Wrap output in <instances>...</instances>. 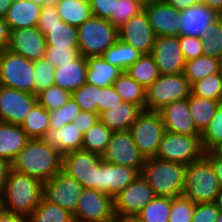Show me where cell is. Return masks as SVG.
Segmentation results:
<instances>
[{"label":"cell","instance_id":"obj_68","mask_svg":"<svg viewBox=\"0 0 222 222\" xmlns=\"http://www.w3.org/2000/svg\"><path fill=\"white\" fill-rule=\"evenodd\" d=\"M108 222H126V217L124 218L114 217L111 221Z\"/></svg>","mask_w":222,"mask_h":222},{"label":"cell","instance_id":"obj_26","mask_svg":"<svg viewBox=\"0 0 222 222\" xmlns=\"http://www.w3.org/2000/svg\"><path fill=\"white\" fill-rule=\"evenodd\" d=\"M42 8V6L36 5L31 0L12 2L4 20L8 24L10 31L35 27Z\"/></svg>","mask_w":222,"mask_h":222},{"label":"cell","instance_id":"obj_61","mask_svg":"<svg viewBox=\"0 0 222 222\" xmlns=\"http://www.w3.org/2000/svg\"><path fill=\"white\" fill-rule=\"evenodd\" d=\"M201 4L214 11L218 16L222 14V0H201Z\"/></svg>","mask_w":222,"mask_h":222},{"label":"cell","instance_id":"obj_50","mask_svg":"<svg viewBox=\"0 0 222 222\" xmlns=\"http://www.w3.org/2000/svg\"><path fill=\"white\" fill-rule=\"evenodd\" d=\"M179 43L186 61L203 55V39L200 36L180 35Z\"/></svg>","mask_w":222,"mask_h":222},{"label":"cell","instance_id":"obj_59","mask_svg":"<svg viewBox=\"0 0 222 222\" xmlns=\"http://www.w3.org/2000/svg\"><path fill=\"white\" fill-rule=\"evenodd\" d=\"M205 155L210 159L215 175L222 188V159L216 158L210 151L206 152Z\"/></svg>","mask_w":222,"mask_h":222},{"label":"cell","instance_id":"obj_36","mask_svg":"<svg viewBox=\"0 0 222 222\" xmlns=\"http://www.w3.org/2000/svg\"><path fill=\"white\" fill-rule=\"evenodd\" d=\"M113 131L100 120L83 134L82 150L102 155L108 146Z\"/></svg>","mask_w":222,"mask_h":222},{"label":"cell","instance_id":"obj_14","mask_svg":"<svg viewBox=\"0 0 222 222\" xmlns=\"http://www.w3.org/2000/svg\"><path fill=\"white\" fill-rule=\"evenodd\" d=\"M83 187L64 171L44 182V199L74 214Z\"/></svg>","mask_w":222,"mask_h":222},{"label":"cell","instance_id":"obj_53","mask_svg":"<svg viewBox=\"0 0 222 222\" xmlns=\"http://www.w3.org/2000/svg\"><path fill=\"white\" fill-rule=\"evenodd\" d=\"M122 102H123L122 98L116 92L113 86L106 88H99L98 114Z\"/></svg>","mask_w":222,"mask_h":222},{"label":"cell","instance_id":"obj_58","mask_svg":"<svg viewBox=\"0 0 222 222\" xmlns=\"http://www.w3.org/2000/svg\"><path fill=\"white\" fill-rule=\"evenodd\" d=\"M173 8L183 11L193 6L201 4V0H164Z\"/></svg>","mask_w":222,"mask_h":222},{"label":"cell","instance_id":"obj_41","mask_svg":"<svg viewBox=\"0 0 222 222\" xmlns=\"http://www.w3.org/2000/svg\"><path fill=\"white\" fill-rule=\"evenodd\" d=\"M203 55L219 59L222 54V19L218 17L203 36Z\"/></svg>","mask_w":222,"mask_h":222},{"label":"cell","instance_id":"obj_64","mask_svg":"<svg viewBox=\"0 0 222 222\" xmlns=\"http://www.w3.org/2000/svg\"><path fill=\"white\" fill-rule=\"evenodd\" d=\"M213 203L218 208V210L222 212V188L217 194V196L215 197V200Z\"/></svg>","mask_w":222,"mask_h":222},{"label":"cell","instance_id":"obj_63","mask_svg":"<svg viewBox=\"0 0 222 222\" xmlns=\"http://www.w3.org/2000/svg\"><path fill=\"white\" fill-rule=\"evenodd\" d=\"M210 152L216 157L222 159V142L214 146Z\"/></svg>","mask_w":222,"mask_h":222},{"label":"cell","instance_id":"obj_11","mask_svg":"<svg viewBox=\"0 0 222 222\" xmlns=\"http://www.w3.org/2000/svg\"><path fill=\"white\" fill-rule=\"evenodd\" d=\"M156 197L154 190L147 180L140 176L121 192L113 197L115 217L124 218L137 216L150 201Z\"/></svg>","mask_w":222,"mask_h":222},{"label":"cell","instance_id":"obj_20","mask_svg":"<svg viewBox=\"0 0 222 222\" xmlns=\"http://www.w3.org/2000/svg\"><path fill=\"white\" fill-rule=\"evenodd\" d=\"M140 174L135 168L103 162L101 159V166L98 169V191L113 198Z\"/></svg>","mask_w":222,"mask_h":222},{"label":"cell","instance_id":"obj_71","mask_svg":"<svg viewBox=\"0 0 222 222\" xmlns=\"http://www.w3.org/2000/svg\"><path fill=\"white\" fill-rule=\"evenodd\" d=\"M3 210V203H2V198L0 196V212Z\"/></svg>","mask_w":222,"mask_h":222},{"label":"cell","instance_id":"obj_25","mask_svg":"<svg viewBox=\"0 0 222 222\" xmlns=\"http://www.w3.org/2000/svg\"><path fill=\"white\" fill-rule=\"evenodd\" d=\"M143 109L129 102H122L99 113V120L113 132L127 131Z\"/></svg>","mask_w":222,"mask_h":222},{"label":"cell","instance_id":"obj_51","mask_svg":"<svg viewBox=\"0 0 222 222\" xmlns=\"http://www.w3.org/2000/svg\"><path fill=\"white\" fill-rule=\"evenodd\" d=\"M119 0H89L92 16L110 20L116 15Z\"/></svg>","mask_w":222,"mask_h":222},{"label":"cell","instance_id":"obj_17","mask_svg":"<svg viewBox=\"0 0 222 222\" xmlns=\"http://www.w3.org/2000/svg\"><path fill=\"white\" fill-rule=\"evenodd\" d=\"M152 56L160 74L184 73L186 60L179 43V36H158Z\"/></svg>","mask_w":222,"mask_h":222},{"label":"cell","instance_id":"obj_9","mask_svg":"<svg viewBox=\"0 0 222 222\" xmlns=\"http://www.w3.org/2000/svg\"><path fill=\"white\" fill-rule=\"evenodd\" d=\"M204 154L201 135L165 131L156 158L188 165Z\"/></svg>","mask_w":222,"mask_h":222},{"label":"cell","instance_id":"obj_55","mask_svg":"<svg viewBox=\"0 0 222 222\" xmlns=\"http://www.w3.org/2000/svg\"><path fill=\"white\" fill-rule=\"evenodd\" d=\"M99 121V114L94 112L81 111L74 118L73 123L83 134Z\"/></svg>","mask_w":222,"mask_h":222},{"label":"cell","instance_id":"obj_43","mask_svg":"<svg viewBox=\"0 0 222 222\" xmlns=\"http://www.w3.org/2000/svg\"><path fill=\"white\" fill-rule=\"evenodd\" d=\"M48 112L50 115V128L59 129L68 123H72L74 118L81 112V108L71 96L70 99L59 109Z\"/></svg>","mask_w":222,"mask_h":222},{"label":"cell","instance_id":"obj_2","mask_svg":"<svg viewBox=\"0 0 222 222\" xmlns=\"http://www.w3.org/2000/svg\"><path fill=\"white\" fill-rule=\"evenodd\" d=\"M43 185L42 181L11 169L1 195L3 209L28 218L44 198Z\"/></svg>","mask_w":222,"mask_h":222},{"label":"cell","instance_id":"obj_27","mask_svg":"<svg viewBox=\"0 0 222 222\" xmlns=\"http://www.w3.org/2000/svg\"><path fill=\"white\" fill-rule=\"evenodd\" d=\"M29 140L20 125L0 122V158L12 163Z\"/></svg>","mask_w":222,"mask_h":222},{"label":"cell","instance_id":"obj_46","mask_svg":"<svg viewBox=\"0 0 222 222\" xmlns=\"http://www.w3.org/2000/svg\"><path fill=\"white\" fill-rule=\"evenodd\" d=\"M144 10V5L140 0H119L116 7V15L110 19V23L118 30L131 17Z\"/></svg>","mask_w":222,"mask_h":222},{"label":"cell","instance_id":"obj_6","mask_svg":"<svg viewBox=\"0 0 222 222\" xmlns=\"http://www.w3.org/2000/svg\"><path fill=\"white\" fill-rule=\"evenodd\" d=\"M191 94V84L184 73L160 74L145 90V109L159 111L164 106Z\"/></svg>","mask_w":222,"mask_h":222},{"label":"cell","instance_id":"obj_7","mask_svg":"<svg viewBox=\"0 0 222 222\" xmlns=\"http://www.w3.org/2000/svg\"><path fill=\"white\" fill-rule=\"evenodd\" d=\"M135 145L145 158L156 157L165 126L159 111L144 109L129 129Z\"/></svg>","mask_w":222,"mask_h":222},{"label":"cell","instance_id":"obj_70","mask_svg":"<svg viewBox=\"0 0 222 222\" xmlns=\"http://www.w3.org/2000/svg\"><path fill=\"white\" fill-rule=\"evenodd\" d=\"M216 222H222V212H219L218 218Z\"/></svg>","mask_w":222,"mask_h":222},{"label":"cell","instance_id":"obj_15","mask_svg":"<svg viewBox=\"0 0 222 222\" xmlns=\"http://www.w3.org/2000/svg\"><path fill=\"white\" fill-rule=\"evenodd\" d=\"M37 102L33 93L0 86V122L20 125Z\"/></svg>","mask_w":222,"mask_h":222},{"label":"cell","instance_id":"obj_1","mask_svg":"<svg viewBox=\"0 0 222 222\" xmlns=\"http://www.w3.org/2000/svg\"><path fill=\"white\" fill-rule=\"evenodd\" d=\"M63 154L41 138L30 139L11 163L16 172L29 175L43 183L62 170Z\"/></svg>","mask_w":222,"mask_h":222},{"label":"cell","instance_id":"obj_45","mask_svg":"<svg viewBox=\"0 0 222 222\" xmlns=\"http://www.w3.org/2000/svg\"><path fill=\"white\" fill-rule=\"evenodd\" d=\"M35 72V95L54 85L55 67L45 58L33 61Z\"/></svg>","mask_w":222,"mask_h":222},{"label":"cell","instance_id":"obj_52","mask_svg":"<svg viewBox=\"0 0 222 222\" xmlns=\"http://www.w3.org/2000/svg\"><path fill=\"white\" fill-rule=\"evenodd\" d=\"M219 212L213 202L195 204L191 222H216Z\"/></svg>","mask_w":222,"mask_h":222},{"label":"cell","instance_id":"obj_65","mask_svg":"<svg viewBox=\"0 0 222 222\" xmlns=\"http://www.w3.org/2000/svg\"><path fill=\"white\" fill-rule=\"evenodd\" d=\"M31 1L34 2L36 5L43 7L46 4H55L58 0H31Z\"/></svg>","mask_w":222,"mask_h":222},{"label":"cell","instance_id":"obj_12","mask_svg":"<svg viewBox=\"0 0 222 222\" xmlns=\"http://www.w3.org/2000/svg\"><path fill=\"white\" fill-rule=\"evenodd\" d=\"M114 217L111 196L95 189H82L73 214L74 222H108Z\"/></svg>","mask_w":222,"mask_h":222},{"label":"cell","instance_id":"obj_13","mask_svg":"<svg viewBox=\"0 0 222 222\" xmlns=\"http://www.w3.org/2000/svg\"><path fill=\"white\" fill-rule=\"evenodd\" d=\"M101 159L103 162L135 168L140 173L145 162L129 130L113 132Z\"/></svg>","mask_w":222,"mask_h":222},{"label":"cell","instance_id":"obj_42","mask_svg":"<svg viewBox=\"0 0 222 222\" xmlns=\"http://www.w3.org/2000/svg\"><path fill=\"white\" fill-rule=\"evenodd\" d=\"M201 142L205 153L222 142V103L218 106L208 127L201 134Z\"/></svg>","mask_w":222,"mask_h":222},{"label":"cell","instance_id":"obj_31","mask_svg":"<svg viewBox=\"0 0 222 222\" xmlns=\"http://www.w3.org/2000/svg\"><path fill=\"white\" fill-rule=\"evenodd\" d=\"M222 101L207 99L197 95L190 94L189 107L196 129L202 134L208 127L218 106Z\"/></svg>","mask_w":222,"mask_h":222},{"label":"cell","instance_id":"obj_4","mask_svg":"<svg viewBox=\"0 0 222 222\" xmlns=\"http://www.w3.org/2000/svg\"><path fill=\"white\" fill-rule=\"evenodd\" d=\"M221 190L210 159L204 154L186 167L184 196L194 203H211Z\"/></svg>","mask_w":222,"mask_h":222},{"label":"cell","instance_id":"obj_8","mask_svg":"<svg viewBox=\"0 0 222 222\" xmlns=\"http://www.w3.org/2000/svg\"><path fill=\"white\" fill-rule=\"evenodd\" d=\"M34 75L33 61L8 49L0 54V86L35 94Z\"/></svg>","mask_w":222,"mask_h":222},{"label":"cell","instance_id":"obj_22","mask_svg":"<svg viewBox=\"0 0 222 222\" xmlns=\"http://www.w3.org/2000/svg\"><path fill=\"white\" fill-rule=\"evenodd\" d=\"M87 60L80 55L74 62L55 67L54 85L72 93L86 84Z\"/></svg>","mask_w":222,"mask_h":222},{"label":"cell","instance_id":"obj_44","mask_svg":"<svg viewBox=\"0 0 222 222\" xmlns=\"http://www.w3.org/2000/svg\"><path fill=\"white\" fill-rule=\"evenodd\" d=\"M71 96L81 111L98 113L99 87L86 83L73 91Z\"/></svg>","mask_w":222,"mask_h":222},{"label":"cell","instance_id":"obj_16","mask_svg":"<svg viewBox=\"0 0 222 222\" xmlns=\"http://www.w3.org/2000/svg\"><path fill=\"white\" fill-rule=\"evenodd\" d=\"M118 32L122 42L131 45L141 54L152 53L156 35L145 10L127 20Z\"/></svg>","mask_w":222,"mask_h":222},{"label":"cell","instance_id":"obj_60","mask_svg":"<svg viewBox=\"0 0 222 222\" xmlns=\"http://www.w3.org/2000/svg\"><path fill=\"white\" fill-rule=\"evenodd\" d=\"M27 218L20 214L9 212L7 210H2L0 212V222H26Z\"/></svg>","mask_w":222,"mask_h":222},{"label":"cell","instance_id":"obj_47","mask_svg":"<svg viewBox=\"0 0 222 222\" xmlns=\"http://www.w3.org/2000/svg\"><path fill=\"white\" fill-rule=\"evenodd\" d=\"M71 97V93L58 86H50L37 95L38 102L48 111L59 109Z\"/></svg>","mask_w":222,"mask_h":222},{"label":"cell","instance_id":"obj_48","mask_svg":"<svg viewBox=\"0 0 222 222\" xmlns=\"http://www.w3.org/2000/svg\"><path fill=\"white\" fill-rule=\"evenodd\" d=\"M195 204L184 195L171 198L169 222H191Z\"/></svg>","mask_w":222,"mask_h":222},{"label":"cell","instance_id":"obj_30","mask_svg":"<svg viewBox=\"0 0 222 222\" xmlns=\"http://www.w3.org/2000/svg\"><path fill=\"white\" fill-rule=\"evenodd\" d=\"M55 7L62 21L76 27L92 16L87 0H58Z\"/></svg>","mask_w":222,"mask_h":222},{"label":"cell","instance_id":"obj_35","mask_svg":"<svg viewBox=\"0 0 222 222\" xmlns=\"http://www.w3.org/2000/svg\"><path fill=\"white\" fill-rule=\"evenodd\" d=\"M113 87L123 102L137 104L145 109V89L125 71L114 81Z\"/></svg>","mask_w":222,"mask_h":222},{"label":"cell","instance_id":"obj_5","mask_svg":"<svg viewBox=\"0 0 222 222\" xmlns=\"http://www.w3.org/2000/svg\"><path fill=\"white\" fill-rule=\"evenodd\" d=\"M78 49L83 57L101 56L119 39L118 29L108 19L91 16L77 27Z\"/></svg>","mask_w":222,"mask_h":222},{"label":"cell","instance_id":"obj_39","mask_svg":"<svg viewBox=\"0 0 222 222\" xmlns=\"http://www.w3.org/2000/svg\"><path fill=\"white\" fill-rule=\"evenodd\" d=\"M171 198L156 196L137 215L143 222H169Z\"/></svg>","mask_w":222,"mask_h":222},{"label":"cell","instance_id":"obj_10","mask_svg":"<svg viewBox=\"0 0 222 222\" xmlns=\"http://www.w3.org/2000/svg\"><path fill=\"white\" fill-rule=\"evenodd\" d=\"M101 156L85 150L71 151L63 155L62 171L75 178L83 188L98 191V169Z\"/></svg>","mask_w":222,"mask_h":222},{"label":"cell","instance_id":"obj_57","mask_svg":"<svg viewBox=\"0 0 222 222\" xmlns=\"http://www.w3.org/2000/svg\"><path fill=\"white\" fill-rule=\"evenodd\" d=\"M10 39V29L4 19H0V54L7 50Z\"/></svg>","mask_w":222,"mask_h":222},{"label":"cell","instance_id":"obj_69","mask_svg":"<svg viewBox=\"0 0 222 222\" xmlns=\"http://www.w3.org/2000/svg\"><path fill=\"white\" fill-rule=\"evenodd\" d=\"M218 61H219V73H220L221 76H222V54H221V56L219 57Z\"/></svg>","mask_w":222,"mask_h":222},{"label":"cell","instance_id":"obj_54","mask_svg":"<svg viewBox=\"0 0 222 222\" xmlns=\"http://www.w3.org/2000/svg\"><path fill=\"white\" fill-rule=\"evenodd\" d=\"M62 19L57 13L55 4H46L43 6L41 14L38 18L37 27H46L60 24Z\"/></svg>","mask_w":222,"mask_h":222},{"label":"cell","instance_id":"obj_49","mask_svg":"<svg viewBox=\"0 0 222 222\" xmlns=\"http://www.w3.org/2000/svg\"><path fill=\"white\" fill-rule=\"evenodd\" d=\"M80 56L78 48L46 47L45 59L54 67L72 63Z\"/></svg>","mask_w":222,"mask_h":222},{"label":"cell","instance_id":"obj_23","mask_svg":"<svg viewBox=\"0 0 222 222\" xmlns=\"http://www.w3.org/2000/svg\"><path fill=\"white\" fill-rule=\"evenodd\" d=\"M41 139L64 155L82 149L83 133L72 122L59 129L50 128Z\"/></svg>","mask_w":222,"mask_h":222},{"label":"cell","instance_id":"obj_37","mask_svg":"<svg viewBox=\"0 0 222 222\" xmlns=\"http://www.w3.org/2000/svg\"><path fill=\"white\" fill-rule=\"evenodd\" d=\"M219 72V61L214 57L199 56L186 61L184 75L192 85L193 83Z\"/></svg>","mask_w":222,"mask_h":222},{"label":"cell","instance_id":"obj_29","mask_svg":"<svg viewBox=\"0 0 222 222\" xmlns=\"http://www.w3.org/2000/svg\"><path fill=\"white\" fill-rule=\"evenodd\" d=\"M44 35L46 47L78 48V31L76 26L62 21L60 24L37 27Z\"/></svg>","mask_w":222,"mask_h":222},{"label":"cell","instance_id":"obj_21","mask_svg":"<svg viewBox=\"0 0 222 222\" xmlns=\"http://www.w3.org/2000/svg\"><path fill=\"white\" fill-rule=\"evenodd\" d=\"M165 130L187 135H201L190 114L189 97L174 101L159 110Z\"/></svg>","mask_w":222,"mask_h":222},{"label":"cell","instance_id":"obj_40","mask_svg":"<svg viewBox=\"0 0 222 222\" xmlns=\"http://www.w3.org/2000/svg\"><path fill=\"white\" fill-rule=\"evenodd\" d=\"M191 94L199 97L222 101V76L218 72L193 83Z\"/></svg>","mask_w":222,"mask_h":222},{"label":"cell","instance_id":"obj_32","mask_svg":"<svg viewBox=\"0 0 222 222\" xmlns=\"http://www.w3.org/2000/svg\"><path fill=\"white\" fill-rule=\"evenodd\" d=\"M125 72L145 90L160 76L152 54H142Z\"/></svg>","mask_w":222,"mask_h":222},{"label":"cell","instance_id":"obj_56","mask_svg":"<svg viewBox=\"0 0 222 222\" xmlns=\"http://www.w3.org/2000/svg\"><path fill=\"white\" fill-rule=\"evenodd\" d=\"M12 165L8 160L0 158V196L2 195L7 183L8 175Z\"/></svg>","mask_w":222,"mask_h":222},{"label":"cell","instance_id":"obj_24","mask_svg":"<svg viewBox=\"0 0 222 222\" xmlns=\"http://www.w3.org/2000/svg\"><path fill=\"white\" fill-rule=\"evenodd\" d=\"M219 16L203 4L181 11V35L200 36Z\"/></svg>","mask_w":222,"mask_h":222},{"label":"cell","instance_id":"obj_19","mask_svg":"<svg viewBox=\"0 0 222 222\" xmlns=\"http://www.w3.org/2000/svg\"><path fill=\"white\" fill-rule=\"evenodd\" d=\"M144 10L156 37L181 35L180 10L165 1L145 5Z\"/></svg>","mask_w":222,"mask_h":222},{"label":"cell","instance_id":"obj_28","mask_svg":"<svg viewBox=\"0 0 222 222\" xmlns=\"http://www.w3.org/2000/svg\"><path fill=\"white\" fill-rule=\"evenodd\" d=\"M86 83L106 88L113 86L114 81L124 72L121 68L106 62L102 56L86 57Z\"/></svg>","mask_w":222,"mask_h":222},{"label":"cell","instance_id":"obj_66","mask_svg":"<svg viewBox=\"0 0 222 222\" xmlns=\"http://www.w3.org/2000/svg\"><path fill=\"white\" fill-rule=\"evenodd\" d=\"M126 222H143V221L137 216H129L126 217Z\"/></svg>","mask_w":222,"mask_h":222},{"label":"cell","instance_id":"obj_34","mask_svg":"<svg viewBox=\"0 0 222 222\" xmlns=\"http://www.w3.org/2000/svg\"><path fill=\"white\" fill-rule=\"evenodd\" d=\"M141 55L142 54L131 45L118 39L116 43L109 47L101 56L106 62L126 71Z\"/></svg>","mask_w":222,"mask_h":222},{"label":"cell","instance_id":"obj_3","mask_svg":"<svg viewBox=\"0 0 222 222\" xmlns=\"http://www.w3.org/2000/svg\"><path fill=\"white\" fill-rule=\"evenodd\" d=\"M186 167L154 157L145 159L141 174L156 196L173 198L184 194Z\"/></svg>","mask_w":222,"mask_h":222},{"label":"cell","instance_id":"obj_33","mask_svg":"<svg viewBox=\"0 0 222 222\" xmlns=\"http://www.w3.org/2000/svg\"><path fill=\"white\" fill-rule=\"evenodd\" d=\"M20 126L30 139L41 138L50 129V115L48 110L37 102Z\"/></svg>","mask_w":222,"mask_h":222},{"label":"cell","instance_id":"obj_38","mask_svg":"<svg viewBox=\"0 0 222 222\" xmlns=\"http://www.w3.org/2000/svg\"><path fill=\"white\" fill-rule=\"evenodd\" d=\"M27 219L30 222H74L72 213L44 198Z\"/></svg>","mask_w":222,"mask_h":222},{"label":"cell","instance_id":"obj_62","mask_svg":"<svg viewBox=\"0 0 222 222\" xmlns=\"http://www.w3.org/2000/svg\"><path fill=\"white\" fill-rule=\"evenodd\" d=\"M11 3V0H0V19H4Z\"/></svg>","mask_w":222,"mask_h":222},{"label":"cell","instance_id":"obj_67","mask_svg":"<svg viewBox=\"0 0 222 222\" xmlns=\"http://www.w3.org/2000/svg\"><path fill=\"white\" fill-rule=\"evenodd\" d=\"M140 1L145 6V5H148V4H151V3H159V2H162L164 0H140Z\"/></svg>","mask_w":222,"mask_h":222},{"label":"cell","instance_id":"obj_18","mask_svg":"<svg viewBox=\"0 0 222 222\" xmlns=\"http://www.w3.org/2000/svg\"><path fill=\"white\" fill-rule=\"evenodd\" d=\"M8 50L35 61L45 57V35L37 28H21L10 31Z\"/></svg>","mask_w":222,"mask_h":222}]
</instances>
